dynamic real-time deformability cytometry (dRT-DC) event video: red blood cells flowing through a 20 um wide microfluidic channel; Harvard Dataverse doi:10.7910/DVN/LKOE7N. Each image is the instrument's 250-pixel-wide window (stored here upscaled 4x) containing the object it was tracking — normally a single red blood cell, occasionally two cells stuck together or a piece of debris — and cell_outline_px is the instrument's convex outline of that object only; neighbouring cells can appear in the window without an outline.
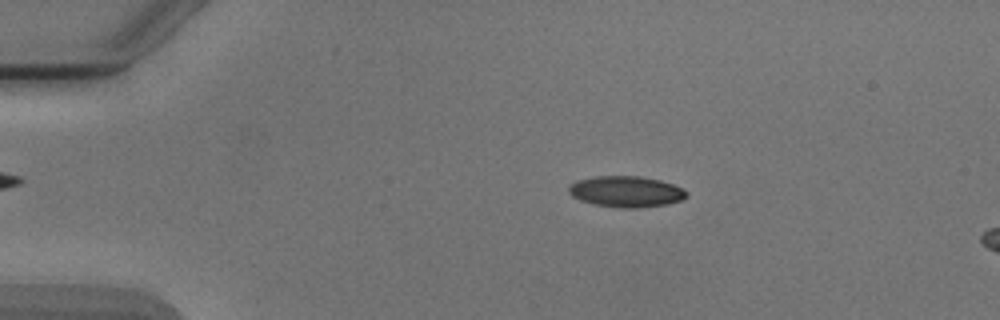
{"species": "Egyptian fruit bat (a non-hibernating species)", "species_latin": "Rousettus aegyptiacus", "temperature_condition": "cold", "stored_images_in_passage": 7, "camera_frame_rate_fps": 3000, "um_per_image_px": 0.085, "animal": {"sex": "male"}, "frame": {"image": 1, "passage_image": 3, "time_ms": 3.0, "image_size_px": [1000, 320], "cell_outline_px": [[688, 196], [680, 200], [668, 204], [640, 208], [620, 208], [596, 204], [580, 200], [572, 196], [568, 192], [568, 188], [576, 180], [596, 176], [640, 176], [660, 180], [672, 184], [688, 192]], "centroid_in_image_um": [53.22, 16.28], "position_along_channel_um": 31.8, "area_um2": 21.27}}
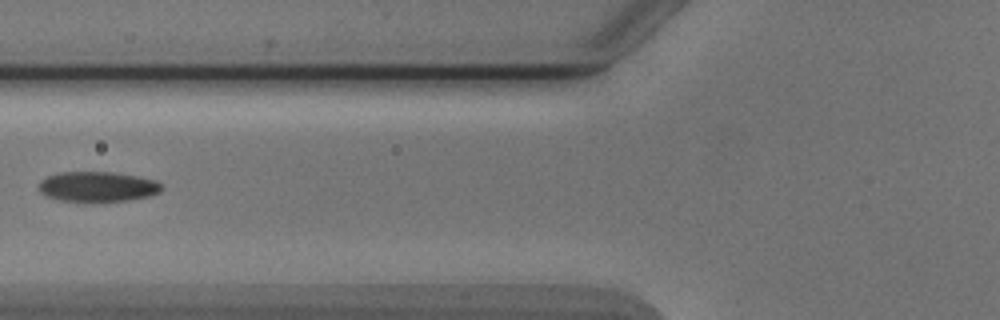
{"frame": {"image": 2, "passage_image": 6, "time_ms": 6.667, "image_size_px": [1000, 320], "cell_outline_px": [[164, 188], [160, 192], [148, 196], [132, 200], [104, 204], [84, 204], [60, 200], [44, 196], [40, 192], [40, 180], [48, 176], [60, 172], [112, 172], [136, 176], [156, 180]], "centroid_in_image_um": [8.29, 15.92], "position_along_channel_um": 117.5, "area_um2": 22.54}}
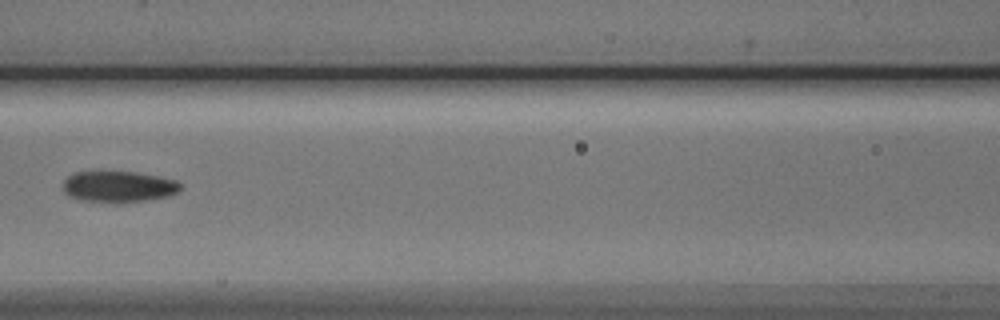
{"frame": {"image": 3, "passage_image": 7, "time_ms": 7.667, "image_size_px": [1000, 320], "cell_outline_px": [[180, 192], [168, 196], [144, 200], [80, 200], [68, 196], [64, 192], [64, 180], [68, 176], [76, 172], [136, 172], [176, 180], [180, 184]], "centroid_in_image_um": [10.08, 15.83], "position_along_channel_um": 156.5, "area_um2": 20.52}}